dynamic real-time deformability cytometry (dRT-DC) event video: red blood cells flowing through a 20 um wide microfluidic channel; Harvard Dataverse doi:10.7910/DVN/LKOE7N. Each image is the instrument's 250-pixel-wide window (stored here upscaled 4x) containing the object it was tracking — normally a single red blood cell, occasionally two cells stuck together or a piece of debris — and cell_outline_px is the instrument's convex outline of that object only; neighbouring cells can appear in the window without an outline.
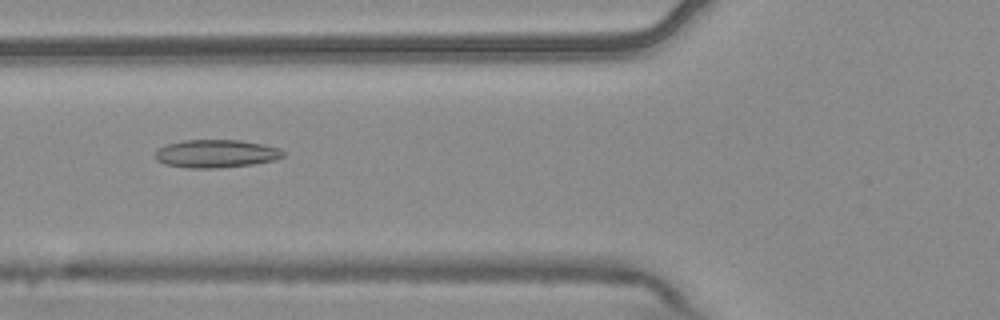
{"species": "common noctule bat (a hibernating species)", "species_latin": "Nyctalus noctula", "temperature_condition": "warm", "stored_images_in_passage": 7, "camera_frame_rate_fps": 3000, "um_per_image_px": 0.085, "animal": {"sex": "male", "body_mass_g": 20.4}, "frame": {"image": 1, "passage_image": 2, "time_ms": 0.333, "image_size_px": [1000, 320], "cell_outline_px": [[284, 156], [276, 160], [252, 164], [220, 168], [188, 168], [164, 164], [156, 160], [156, 152], [160, 148], [168, 144], [184, 140], [240, 140], [264, 144], [280, 148], [284, 152]], "centroid_in_image_um": [18.4, 13.06], "position_along_channel_um": 107.4, "area_um2": 20.92}}
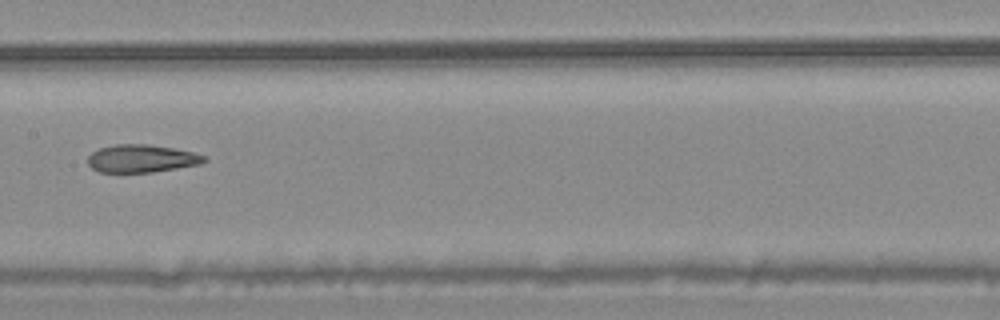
{"frame": {"image": 2, "passage_image": 4, "time_ms": 1.0, "image_size_px": [1000, 320], "cell_outline_px": [[208, 160], [200, 164], [152, 172], [100, 172], [92, 168], [88, 164], [88, 156], [92, 152], [100, 148], [116, 144], [148, 144], [172, 148], [192, 152], [204, 156]], "centroid_in_image_um": [12.01, 13.47], "position_along_channel_um": 195.4, "area_um2": 18.67}}
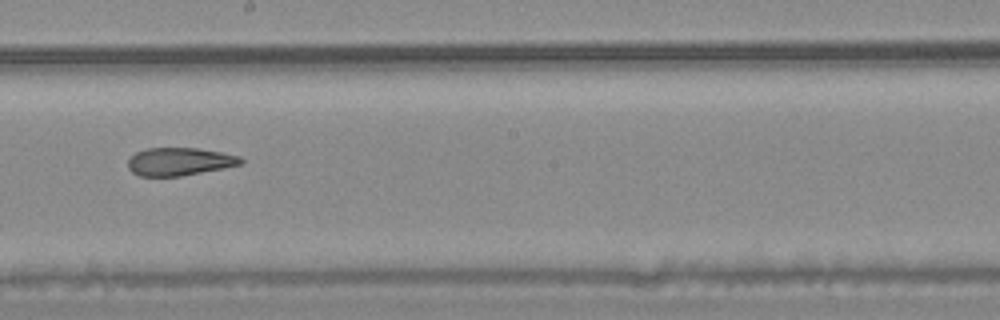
{"frame": {"image": 3, "passage_image": 5, "time_ms": 1.333, "image_size_px": [1000, 320], "cell_outline_px": [[244, 164], [224, 168], [180, 176], [140, 176], [132, 172], [128, 168], [128, 160], [136, 152], [148, 148], [196, 148], [220, 152], [240, 156], [244, 160]], "centroid_in_image_um": [15.27, 13.73], "position_along_channel_um": 232.9, "area_um2": 18.32}}